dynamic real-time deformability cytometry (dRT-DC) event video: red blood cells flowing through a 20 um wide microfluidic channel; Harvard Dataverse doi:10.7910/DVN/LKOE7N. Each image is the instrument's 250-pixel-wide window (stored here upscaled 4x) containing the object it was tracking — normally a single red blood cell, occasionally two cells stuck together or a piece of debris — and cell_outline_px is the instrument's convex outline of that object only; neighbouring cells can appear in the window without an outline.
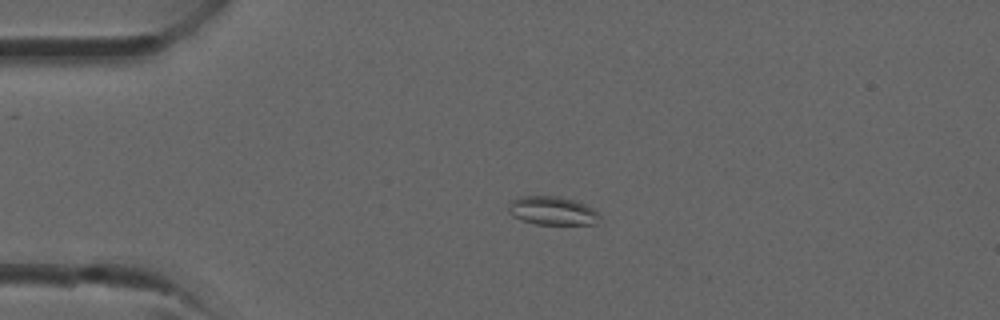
{"species": "common noctule bat (a hibernating species)", "species_latin": "Nyctalus noctula", "temperature_condition": "room temperature", "stored_images_in_passage": 37, "camera_frame_rate_fps": 3000, "um_per_image_px": 0.085, "animal": {"sex": "male", "forearm_length_mm": 52.5}, "frame": {"image": 1, "passage_image": 8, "time_ms": 2.333, "image_size_px": [1000, 320], "cell_outline_px": [[600, 216], [596, 224], [536, 224], [512, 216], [508, 212], [508, 204], [512, 200], [520, 196], [560, 196], [576, 200], [600, 212]], "centroid_in_image_um": [46.96, 17.9], "position_along_channel_um": 38.0, "area_um2": 15.26}}
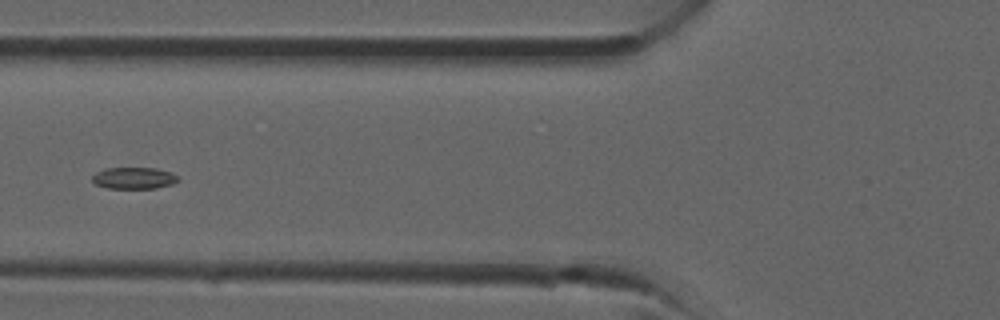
{"frame": {"image": 2, "passage_image": 14, "time_ms": 4.333, "image_size_px": [1000, 320], "cell_outline_px": [[180, 180], [172, 184], [156, 188], [108, 188], [96, 184], [92, 180], [92, 176], [96, 172], [104, 168], [156, 168], [172, 172]], "centroid_in_image_um": [11.39, 15.13], "position_along_channel_um": 114.4, "area_um2": 10.81}}
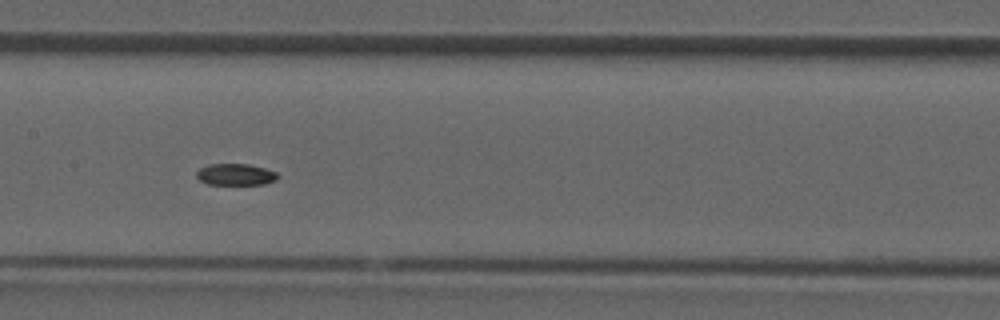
{"frame": {"image": 3, "passage_image": 18, "time_ms": 5.667, "image_size_px": [1000, 320], "cell_outline_px": [[280, 176], [276, 180], [264, 184], [208, 184], [200, 180], [196, 176], [196, 172], [200, 168], [208, 164], [248, 164], [264, 168], [276, 172]], "centroid_in_image_um": [20.03, 14.83], "position_along_channel_um": 187.4, "area_um2": 10.17}}